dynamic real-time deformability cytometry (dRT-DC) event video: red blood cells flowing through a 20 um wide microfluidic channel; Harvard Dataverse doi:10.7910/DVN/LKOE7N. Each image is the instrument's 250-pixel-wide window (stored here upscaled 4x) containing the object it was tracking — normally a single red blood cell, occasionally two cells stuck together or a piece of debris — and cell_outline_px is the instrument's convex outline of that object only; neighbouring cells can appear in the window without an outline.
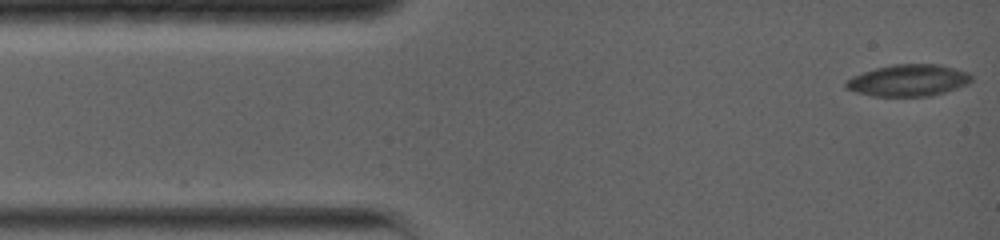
{"species": "common noctule bat (a hibernating species)", "species_latin": "Nyctalus noctula", "temperature_condition": "warm", "stored_images_in_passage": 25, "camera_frame_rate_fps": 5000, "um_per_image_px": 0.085, "animal": {"sex": "female", "body_mass_g": 19.0, "forearm_length_mm": 56.7}, "frame": {"image": 1, "passage_image": 1, "time_ms": 0.0, "image_size_px": [1000, 240], "cell_outline_px": [[972, 80], [956, 88], [944, 92], [928, 96], [872, 96], [856, 92], [848, 88], [844, 84], [844, 80], [852, 76], [876, 68], [892, 64], [940, 64], [968, 72], [972, 76]], "centroid_in_image_um": [77.18, 6.82], "position_along_channel_um": 7.8, "area_um2": 23.06}}
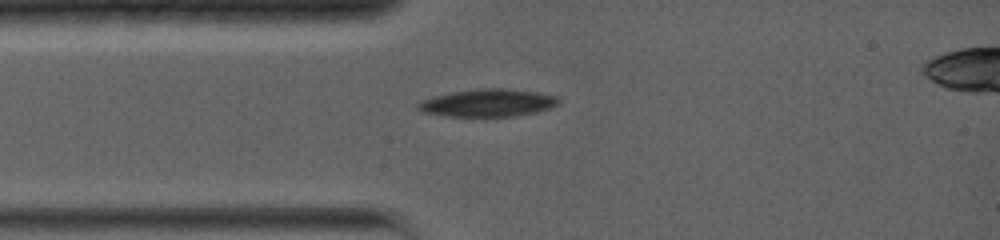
{"frame": {"image": 2, "passage_image": 22, "time_ms": 3.0, "image_size_px": [1000, 240], "cell_outline_px": [[560, 104], [552, 108], [536, 112], [516, 116], [444, 116], [424, 112], [416, 108], [416, 104], [420, 100], [452, 92], [484, 88], [504, 88], [536, 92], [556, 96], [560, 100]], "centroid_in_image_um": [41.49, 8.75], "position_along_channel_um": 43.5, "area_um2": 22.6}}